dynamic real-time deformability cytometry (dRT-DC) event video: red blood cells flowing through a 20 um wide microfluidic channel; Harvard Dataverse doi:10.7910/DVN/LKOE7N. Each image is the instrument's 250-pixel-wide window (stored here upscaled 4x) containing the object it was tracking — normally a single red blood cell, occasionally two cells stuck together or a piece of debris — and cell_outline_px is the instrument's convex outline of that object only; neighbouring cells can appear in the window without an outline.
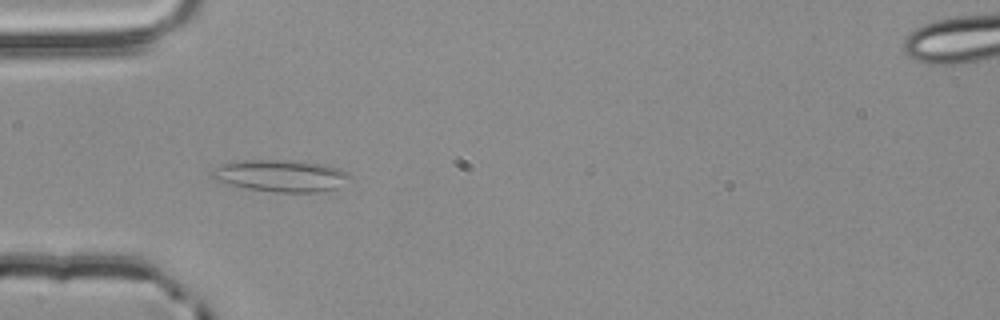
{"species": "common noctule bat (a hibernating species)", "species_latin": "Nyctalus noctula", "temperature_condition": "room temperature", "stored_images_in_passage": 54, "camera_frame_rate_fps": 3000, "um_per_image_px": 0.085, "animal": {"sex": "male", "body_mass_g": 20.4}, "frame": {"image": 1, "passage_image": 17, "time_ms": 5.333, "image_size_px": [1000, 320], "cell_outline_px": [[356, 180], [336, 188], [316, 192], [276, 192], [248, 188], [228, 184], [216, 180], [208, 176], [208, 172], [232, 160], [292, 160], [324, 164], [340, 168], [348, 172]], "centroid_in_image_um": [23.93, 14.93], "position_along_channel_um": 61.1, "area_um2": 26.13}}
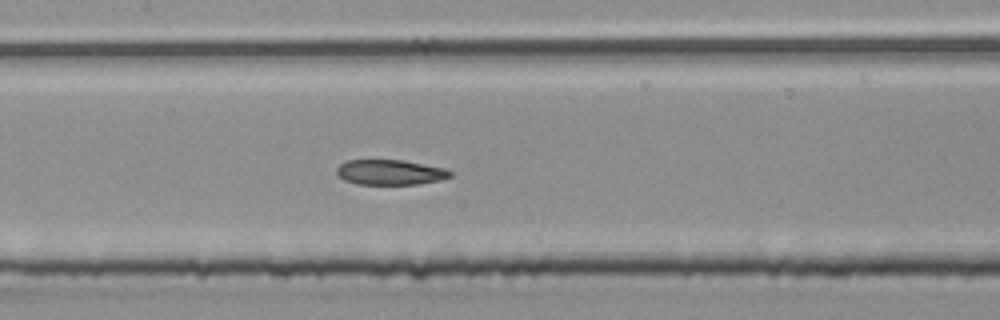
{"frame": {"image": 2, "passage_image": 26, "time_ms": 8.333, "image_size_px": [1000, 320], "cell_outline_px": [[452, 176], [440, 180], [420, 184], [356, 184], [344, 180], [336, 172], [336, 168], [340, 164], [348, 160], [404, 160], [444, 168], [452, 172]], "centroid_in_image_um": [33.17, 14.64], "position_along_channel_um": 174.2, "area_um2": 16.65}}
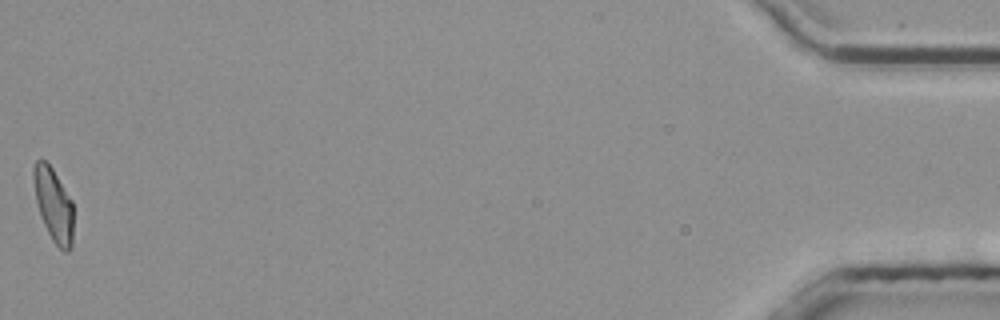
{"frame": {"image": 3, "passage_image": 54, "time_ms": 17.667, "image_size_px": [1000, 320], "cell_outline_px": [[72, 248], [68, 252], [64, 252], [52, 240], [44, 224], [36, 200], [32, 176], [32, 168], [36, 160], [44, 160], [52, 168], [72, 200]], "centroid_in_image_um": [4.54, 17.4], "position_along_channel_um": 430.7, "area_um2": 16.88}, "authors_computed_cell_mechanics": {"area_um2": 17.8024, "velocity_mm_per_s": 3.8632, "shape_relaxation_time_tau1_ms": null, "shape_relaxation_time_tau2_ms": 4.5471, "deformation_change_tau1": null, "deformation_change_tau2": 0.1159}}